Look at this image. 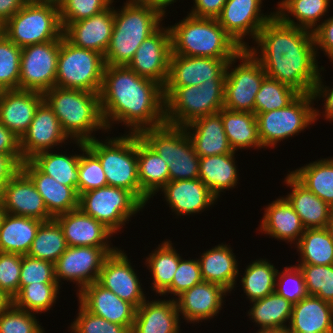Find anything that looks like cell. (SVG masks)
<instances>
[{
    "mask_svg": "<svg viewBox=\"0 0 333 333\" xmlns=\"http://www.w3.org/2000/svg\"><path fill=\"white\" fill-rule=\"evenodd\" d=\"M0 153L12 154L21 164L22 153L20 148V137L10 131L0 122Z\"/></svg>",
    "mask_w": 333,
    "mask_h": 333,
    "instance_id": "6125c7cd",
    "label": "cell"
},
{
    "mask_svg": "<svg viewBox=\"0 0 333 333\" xmlns=\"http://www.w3.org/2000/svg\"><path fill=\"white\" fill-rule=\"evenodd\" d=\"M137 161L140 189L151 198L170 181L168 164L139 134H137Z\"/></svg>",
    "mask_w": 333,
    "mask_h": 333,
    "instance_id": "e575fe53",
    "label": "cell"
},
{
    "mask_svg": "<svg viewBox=\"0 0 333 333\" xmlns=\"http://www.w3.org/2000/svg\"><path fill=\"white\" fill-rule=\"evenodd\" d=\"M67 247L62 228L53 218L41 223L27 255L55 264Z\"/></svg>",
    "mask_w": 333,
    "mask_h": 333,
    "instance_id": "f6af8a7d",
    "label": "cell"
},
{
    "mask_svg": "<svg viewBox=\"0 0 333 333\" xmlns=\"http://www.w3.org/2000/svg\"><path fill=\"white\" fill-rule=\"evenodd\" d=\"M161 245V246H160ZM158 249L150 253L146 265L153 276L152 288L157 294L162 295L172 284L174 274L178 268L181 256L172 247L171 241H164Z\"/></svg>",
    "mask_w": 333,
    "mask_h": 333,
    "instance_id": "ee69618b",
    "label": "cell"
},
{
    "mask_svg": "<svg viewBox=\"0 0 333 333\" xmlns=\"http://www.w3.org/2000/svg\"><path fill=\"white\" fill-rule=\"evenodd\" d=\"M296 248L299 264L333 265V240L326 228L306 229Z\"/></svg>",
    "mask_w": 333,
    "mask_h": 333,
    "instance_id": "7bdbcfd3",
    "label": "cell"
},
{
    "mask_svg": "<svg viewBox=\"0 0 333 333\" xmlns=\"http://www.w3.org/2000/svg\"><path fill=\"white\" fill-rule=\"evenodd\" d=\"M99 95L108 130L115 121L123 122L131 128L129 133L136 134L166 123L163 87L140 77L127 66H105Z\"/></svg>",
    "mask_w": 333,
    "mask_h": 333,
    "instance_id": "7a4b0ae2",
    "label": "cell"
},
{
    "mask_svg": "<svg viewBox=\"0 0 333 333\" xmlns=\"http://www.w3.org/2000/svg\"><path fill=\"white\" fill-rule=\"evenodd\" d=\"M112 8L110 5L90 18L69 23L63 28V37L76 47L94 50L104 55L114 26V7Z\"/></svg>",
    "mask_w": 333,
    "mask_h": 333,
    "instance_id": "603a6c76",
    "label": "cell"
},
{
    "mask_svg": "<svg viewBox=\"0 0 333 333\" xmlns=\"http://www.w3.org/2000/svg\"><path fill=\"white\" fill-rule=\"evenodd\" d=\"M201 270L198 260L180 259L178 268L174 274L171 286L162 294L181 295L184 291L189 290L196 284L202 282Z\"/></svg>",
    "mask_w": 333,
    "mask_h": 333,
    "instance_id": "91938a15",
    "label": "cell"
},
{
    "mask_svg": "<svg viewBox=\"0 0 333 333\" xmlns=\"http://www.w3.org/2000/svg\"><path fill=\"white\" fill-rule=\"evenodd\" d=\"M228 291L222 286L202 281L175 299L178 312L188 322L208 320L217 316L222 308L223 297Z\"/></svg>",
    "mask_w": 333,
    "mask_h": 333,
    "instance_id": "cb8c5ba5",
    "label": "cell"
},
{
    "mask_svg": "<svg viewBox=\"0 0 333 333\" xmlns=\"http://www.w3.org/2000/svg\"><path fill=\"white\" fill-rule=\"evenodd\" d=\"M314 41H315V50L317 54L318 47L320 50L325 51L324 54L328 58L333 56V16L327 18L323 23L313 31Z\"/></svg>",
    "mask_w": 333,
    "mask_h": 333,
    "instance_id": "94428289",
    "label": "cell"
},
{
    "mask_svg": "<svg viewBox=\"0 0 333 333\" xmlns=\"http://www.w3.org/2000/svg\"><path fill=\"white\" fill-rule=\"evenodd\" d=\"M304 275L308 296L333 305V265L298 264Z\"/></svg>",
    "mask_w": 333,
    "mask_h": 333,
    "instance_id": "816d5d0a",
    "label": "cell"
},
{
    "mask_svg": "<svg viewBox=\"0 0 333 333\" xmlns=\"http://www.w3.org/2000/svg\"><path fill=\"white\" fill-rule=\"evenodd\" d=\"M21 170L32 180L53 217L79 208L77 188L63 185L42 173L30 160L23 161Z\"/></svg>",
    "mask_w": 333,
    "mask_h": 333,
    "instance_id": "4316f807",
    "label": "cell"
},
{
    "mask_svg": "<svg viewBox=\"0 0 333 333\" xmlns=\"http://www.w3.org/2000/svg\"><path fill=\"white\" fill-rule=\"evenodd\" d=\"M257 333H289V331L288 328H260Z\"/></svg>",
    "mask_w": 333,
    "mask_h": 333,
    "instance_id": "2644e50d",
    "label": "cell"
},
{
    "mask_svg": "<svg viewBox=\"0 0 333 333\" xmlns=\"http://www.w3.org/2000/svg\"><path fill=\"white\" fill-rule=\"evenodd\" d=\"M262 0H227L223 10L216 18L224 30L242 48L247 49L248 44L243 41L248 34L256 40L259 31L275 15L261 14Z\"/></svg>",
    "mask_w": 333,
    "mask_h": 333,
    "instance_id": "e0dca14e",
    "label": "cell"
},
{
    "mask_svg": "<svg viewBox=\"0 0 333 333\" xmlns=\"http://www.w3.org/2000/svg\"><path fill=\"white\" fill-rule=\"evenodd\" d=\"M6 210L4 209L3 202L0 200V226L2 225L3 219L6 215Z\"/></svg>",
    "mask_w": 333,
    "mask_h": 333,
    "instance_id": "753ad0ef",
    "label": "cell"
},
{
    "mask_svg": "<svg viewBox=\"0 0 333 333\" xmlns=\"http://www.w3.org/2000/svg\"><path fill=\"white\" fill-rule=\"evenodd\" d=\"M139 136L168 164L170 181L199 178L200 157L184 127L164 123Z\"/></svg>",
    "mask_w": 333,
    "mask_h": 333,
    "instance_id": "9c48e42d",
    "label": "cell"
},
{
    "mask_svg": "<svg viewBox=\"0 0 333 333\" xmlns=\"http://www.w3.org/2000/svg\"><path fill=\"white\" fill-rule=\"evenodd\" d=\"M42 151L29 159L42 173L51 176L59 183L77 188L78 193V165L80 155L53 154Z\"/></svg>",
    "mask_w": 333,
    "mask_h": 333,
    "instance_id": "60d3db41",
    "label": "cell"
},
{
    "mask_svg": "<svg viewBox=\"0 0 333 333\" xmlns=\"http://www.w3.org/2000/svg\"><path fill=\"white\" fill-rule=\"evenodd\" d=\"M161 191L172 212L181 216L202 212L217 200L199 178L169 181Z\"/></svg>",
    "mask_w": 333,
    "mask_h": 333,
    "instance_id": "83f0119b",
    "label": "cell"
},
{
    "mask_svg": "<svg viewBox=\"0 0 333 333\" xmlns=\"http://www.w3.org/2000/svg\"><path fill=\"white\" fill-rule=\"evenodd\" d=\"M237 59L242 60L241 64L230 69ZM266 76L256 57L248 49H242L236 57L227 63L224 108L231 111L254 113L255 97Z\"/></svg>",
    "mask_w": 333,
    "mask_h": 333,
    "instance_id": "4fadbf2b",
    "label": "cell"
},
{
    "mask_svg": "<svg viewBox=\"0 0 333 333\" xmlns=\"http://www.w3.org/2000/svg\"><path fill=\"white\" fill-rule=\"evenodd\" d=\"M300 94L293 87L266 76L255 97L254 114L287 107Z\"/></svg>",
    "mask_w": 333,
    "mask_h": 333,
    "instance_id": "7dc6e473",
    "label": "cell"
},
{
    "mask_svg": "<svg viewBox=\"0 0 333 333\" xmlns=\"http://www.w3.org/2000/svg\"><path fill=\"white\" fill-rule=\"evenodd\" d=\"M277 269L273 264L260 259L247 266L243 278H241L244 293L250 302L262 299L275 292V280Z\"/></svg>",
    "mask_w": 333,
    "mask_h": 333,
    "instance_id": "bcb514c9",
    "label": "cell"
},
{
    "mask_svg": "<svg viewBox=\"0 0 333 333\" xmlns=\"http://www.w3.org/2000/svg\"><path fill=\"white\" fill-rule=\"evenodd\" d=\"M320 70H319V74H318V80L316 82V86L315 89L313 91V96L316 100V98H320L323 97L325 98L324 101V110H325V119H329V120H333V88L329 89L328 87H324V85L322 84V78L320 75ZM333 87V86H332Z\"/></svg>",
    "mask_w": 333,
    "mask_h": 333,
    "instance_id": "03108f58",
    "label": "cell"
},
{
    "mask_svg": "<svg viewBox=\"0 0 333 333\" xmlns=\"http://www.w3.org/2000/svg\"><path fill=\"white\" fill-rule=\"evenodd\" d=\"M131 1L144 2V3H153V4H156V5L160 6L164 10L166 9L165 7H167L170 4L176 2V0H131Z\"/></svg>",
    "mask_w": 333,
    "mask_h": 333,
    "instance_id": "89a4df30",
    "label": "cell"
},
{
    "mask_svg": "<svg viewBox=\"0 0 333 333\" xmlns=\"http://www.w3.org/2000/svg\"><path fill=\"white\" fill-rule=\"evenodd\" d=\"M107 141V142H106ZM98 157L108 186L132 192L144 205L150 199L141 189L138 178L137 134L108 138L104 143L96 138L85 143Z\"/></svg>",
    "mask_w": 333,
    "mask_h": 333,
    "instance_id": "8992f818",
    "label": "cell"
},
{
    "mask_svg": "<svg viewBox=\"0 0 333 333\" xmlns=\"http://www.w3.org/2000/svg\"><path fill=\"white\" fill-rule=\"evenodd\" d=\"M68 140L52 108L43 100L35 111L28 130L20 138L22 160L47 151Z\"/></svg>",
    "mask_w": 333,
    "mask_h": 333,
    "instance_id": "ffe728a7",
    "label": "cell"
},
{
    "mask_svg": "<svg viewBox=\"0 0 333 333\" xmlns=\"http://www.w3.org/2000/svg\"><path fill=\"white\" fill-rule=\"evenodd\" d=\"M62 228L67 246L110 247L113 232L79 208L54 217Z\"/></svg>",
    "mask_w": 333,
    "mask_h": 333,
    "instance_id": "484cf974",
    "label": "cell"
},
{
    "mask_svg": "<svg viewBox=\"0 0 333 333\" xmlns=\"http://www.w3.org/2000/svg\"><path fill=\"white\" fill-rule=\"evenodd\" d=\"M230 248L219 244L206 250L198 259L203 281L218 284L228 292L234 289L239 275L237 260Z\"/></svg>",
    "mask_w": 333,
    "mask_h": 333,
    "instance_id": "836d02e7",
    "label": "cell"
},
{
    "mask_svg": "<svg viewBox=\"0 0 333 333\" xmlns=\"http://www.w3.org/2000/svg\"><path fill=\"white\" fill-rule=\"evenodd\" d=\"M250 303L253 306L248 314L261 329L288 328L286 322H290L293 304L284 297L273 292Z\"/></svg>",
    "mask_w": 333,
    "mask_h": 333,
    "instance_id": "b9f144b4",
    "label": "cell"
},
{
    "mask_svg": "<svg viewBox=\"0 0 333 333\" xmlns=\"http://www.w3.org/2000/svg\"><path fill=\"white\" fill-rule=\"evenodd\" d=\"M129 261L124 251L117 249L105 259L97 282L138 308L146 297Z\"/></svg>",
    "mask_w": 333,
    "mask_h": 333,
    "instance_id": "d6986e66",
    "label": "cell"
},
{
    "mask_svg": "<svg viewBox=\"0 0 333 333\" xmlns=\"http://www.w3.org/2000/svg\"><path fill=\"white\" fill-rule=\"evenodd\" d=\"M227 0H194V7L189 13L192 16L200 18L216 19Z\"/></svg>",
    "mask_w": 333,
    "mask_h": 333,
    "instance_id": "e7e4bbea",
    "label": "cell"
},
{
    "mask_svg": "<svg viewBox=\"0 0 333 333\" xmlns=\"http://www.w3.org/2000/svg\"><path fill=\"white\" fill-rule=\"evenodd\" d=\"M225 79L204 81L195 86H164L165 121L185 127L193 120L224 108Z\"/></svg>",
    "mask_w": 333,
    "mask_h": 333,
    "instance_id": "52a82bcc",
    "label": "cell"
},
{
    "mask_svg": "<svg viewBox=\"0 0 333 333\" xmlns=\"http://www.w3.org/2000/svg\"><path fill=\"white\" fill-rule=\"evenodd\" d=\"M171 54L169 26L168 28L160 26L142 42L127 67L140 77L153 80L164 87L168 78Z\"/></svg>",
    "mask_w": 333,
    "mask_h": 333,
    "instance_id": "2e32d148",
    "label": "cell"
},
{
    "mask_svg": "<svg viewBox=\"0 0 333 333\" xmlns=\"http://www.w3.org/2000/svg\"><path fill=\"white\" fill-rule=\"evenodd\" d=\"M73 333H131L123 325L109 322L87 311L81 304L75 321L70 326Z\"/></svg>",
    "mask_w": 333,
    "mask_h": 333,
    "instance_id": "6f0895ef",
    "label": "cell"
},
{
    "mask_svg": "<svg viewBox=\"0 0 333 333\" xmlns=\"http://www.w3.org/2000/svg\"><path fill=\"white\" fill-rule=\"evenodd\" d=\"M331 0H281L278 3V11L275 15L285 24L296 26L313 32L323 18L328 13ZM292 15L297 22L286 13ZM318 21V22H317ZM299 22V23H298ZM314 27V28H313Z\"/></svg>",
    "mask_w": 333,
    "mask_h": 333,
    "instance_id": "f35d334b",
    "label": "cell"
},
{
    "mask_svg": "<svg viewBox=\"0 0 333 333\" xmlns=\"http://www.w3.org/2000/svg\"><path fill=\"white\" fill-rule=\"evenodd\" d=\"M326 229L328 230L331 239L333 240V207L330 209L329 222L327 223Z\"/></svg>",
    "mask_w": 333,
    "mask_h": 333,
    "instance_id": "8c879c8a",
    "label": "cell"
},
{
    "mask_svg": "<svg viewBox=\"0 0 333 333\" xmlns=\"http://www.w3.org/2000/svg\"><path fill=\"white\" fill-rule=\"evenodd\" d=\"M261 232L279 240L298 243L306 230L301 218L286 198H278L265 209Z\"/></svg>",
    "mask_w": 333,
    "mask_h": 333,
    "instance_id": "1f68e13d",
    "label": "cell"
},
{
    "mask_svg": "<svg viewBox=\"0 0 333 333\" xmlns=\"http://www.w3.org/2000/svg\"><path fill=\"white\" fill-rule=\"evenodd\" d=\"M275 292L292 304L298 303L308 296L304 275L299 266L285 267L284 271H281V274L277 271Z\"/></svg>",
    "mask_w": 333,
    "mask_h": 333,
    "instance_id": "11a10c76",
    "label": "cell"
},
{
    "mask_svg": "<svg viewBox=\"0 0 333 333\" xmlns=\"http://www.w3.org/2000/svg\"><path fill=\"white\" fill-rule=\"evenodd\" d=\"M184 128L199 157L236 153L229 145L219 112L197 118Z\"/></svg>",
    "mask_w": 333,
    "mask_h": 333,
    "instance_id": "f1b7e54d",
    "label": "cell"
},
{
    "mask_svg": "<svg viewBox=\"0 0 333 333\" xmlns=\"http://www.w3.org/2000/svg\"><path fill=\"white\" fill-rule=\"evenodd\" d=\"M314 99L313 94H300L287 107L256 114L262 147L272 149L279 141L297 135L318 120L319 111L311 106Z\"/></svg>",
    "mask_w": 333,
    "mask_h": 333,
    "instance_id": "8fae6325",
    "label": "cell"
},
{
    "mask_svg": "<svg viewBox=\"0 0 333 333\" xmlns=\"http://www.w3.org/2000/svg\"><path fill=\"white\" fill-rule=\"evenodd\" d=\"M78 297L79 303L91 314L132 330L137 308L97 281L85 286Z\"/></svg>",
    "mask_w": 333,
    "mask_h": 333,
    "instance_id": "44dd1931",
    "label": "cell"
},
{
    "mask_svg": "<svg viewBox=\"0 0 333 333\" xmlns=\"http://www.w3.org/2000/svg\"><path fill=\"white\" fill-rule=\"evenodd\" d=\"M13 303V299L4 291L0 290V313L6 310Z\"/></svg>",
    "mask_w": 333,
    "mask_h": 333,
    "instance_id": "a7ac6f4b",
    "label": "cell"
},
{
    "mask_svg": "<svg viewBox=\"0 0 333 333\" xmlns=\"http://www.w3.org/2000/svg\"><path fill=\"white\" fill-rule=\"evenodd\" d=\"M42 221L7 213L0 226V252L27 255Z\"/></svg>",
    "mask_w": 333,
    "mask_h": 333,
    "instance_id": "d590c367",
    "label": "cell"
},
{
    "mask_svg": "<svg viewBox=\"0 0 333 333\" xmlns=\"http://www.w3.org/2000/svg\"><path fill=\"white\" fill-rule=\"evenodd\" d=\"M47 1H54V2H58L59 0H47Z\"/></svg>",
    "mask_w": 333,
    "mask_h": 333,
    "instance_id": "34e18365",
    "label": "cell"
},
{
    "mask_svg": "<svg viewBox=\"0 0 333 333\" xmlns=\"http://www.w3.org/2000/svg\"><path fill=\"white\" fill-rule=\"evenodd\" d=\"M284 182L292 192L285 197L301 218L305 229L326 228L331 207L302 185L291 173Z\"/></svg>",
    "mask_w": 333,
    "mask_h": 333,
    "instance_id": "d6a6232c",
    "label": "cell"
},
{
    "mask_svg": "<svg viewBox=\"0 0 333 333\" xmlns=\"http://www.w3.org/2000/svg\"><path fill=\"white\" fill-rule=\"evenodd\" d=\"M43 100V94L35 91H0V122L21 138L28 130L35 111Z\"/></svg>",
    "mask_w": 333,
    "mask_h": 333,
    "instance_id": "d4e9b609",
    "label": "cell"
},
{
    "mask_svg": "<svg viewBox=\"0 0 333 333\" xmlns=\"http://www.w3.org/2000/svg\"><path fill=\"white\" fill-rule=\"evenodd\" d=\"M143 207L145 205L132 192L120 187L107 185L79 195V209L114 234Z\"/></svg>",
    "mask_w": 333,
    "mask_h": 333,
    "instance_id": "7c38bea8",
    "label": "cell"
},
{
    "mask_svg": "<svg viewBox=\"0 0 333 333\" xmlns=\"http://www.w3.org/2000/svg\"><path fill=\"white\" fill-rule=\"evenodd\" d=\"M105 66L104 55L76 47L62 37L55 86L100 93Z\"/></svg>",
    "mask_w": 333,
    "mask_h": 333,
    "instance_id": "30bf717a",
    "label": "cell"
},
{
    "mask_svg": "<svg viewBox=\"0 0 333 333\" xmlns=\"http://www.w3.org/2000/svg\"><path fill=\"white\" fill-rule=\"evenodd\" d=\"M58 283H39L23 286L13 298V304L31 313H45L57 300Z\"/></svg>",
    "mask_w": 333,
    "mask_h": 333,
    "instance_id": "c3c4849f",
    "label": "cell"
},
{
    "mask_svg": "<svg viewBox=\"0 0 333 333\" xmlns=\"http://www.w3.org/2000/svg\"><path fill=\"white\" fill-rule=\"evenodd\" d=\"M21 170V163L12 154L0 153V200L3 187Z\"/></svg>",
    "mask_w": 333,
    "mask_h": 333,
    "instance_id": "be15d7a7",
    "label": "cell"
},
{
    "mask_svg": "<svg viewBox=\"0 0 333 333\" xmlns=\"http://www.w3.org/2000/svg\"><path fill=\"white\" fill-rule=\"evenodd\" d=\"M28 1L29 0H0V27Z\"/></svg>",
    "mask_w": 333,
    "mask_h": 333,
    "instance_id": "003e7915",
    "label": "cell"
},
{
    "mask_svg": "<svg viewBox=\"0 0 333 333\" xmlns=\"http://www.w3.org/2000/svg\"><path fill=\"white\" fill-rule=\"evenodd\" d=\"M21 51L0 31V91L19 89Z\"/></svg>",
    "mask_w": 333,
    "mask_h": 333,
    "instance_id": "681fc988",
    "label": "cell"
},
{
    "mask_svg": "<svg viewBox=\"0 0 333 333\" xmlns=\"http://www.w3.org/2000/svg\"><path fill=\"white\" fill-rule=\"evenodd\" d=\"M0 31L20 48L62 38L58 2L29 0Z\"/></svg>",
    "mask_w": 333,
    "mask_h": 333,
    "instance_id": "ba28073f",
    "label": "cell"
},
{
    "mask_svg": "<svg viewBox=\"0 0 333 333\" xmlns=\"http://www.w3.org/2000/svg\"><path fill=\"white\" fill-rule=\"evenodd\" d=\"M235 153L200 157L199 179L218 198L220 192L237 185L238 175Z\"/></svg>",
    "mask_w": 333,
    "mask_h": 333,
    "instance_id": "8d00e7d4",
    "label": "cell"
},
{
    "mask_svg": "<svg viewBox=\"0 0 333 333\" xmlns=\"http://www.w3.org/2000/svg\"><path fill=\"white\" fill-rule=\"evenodd\" d=\"M60 38L22 48L19 89L44 94L55 87Z\"/></svg>",
    "mask_w": 333,
    "mask_h": 333,
    "instance_id": "5bb4252c",
    "label": "cell"
},
{
    "mask_svg": "<svg viewBox=\"0 0 333 333\" xmlns=\"http://www.w3.org/2000/svg\"><path fill=\"white\" fill-rule=\"evenodd\" d=\"M31 283H58L55 279L54 264L29 255H22L19 290Z\"/></svg>",
    "mask_w": 333,
    "mask_h": 333,
    "instance_id": "9f6ffc18",
    "label": "cell"
},
{
    "mask_svg": "<svg viewBox=\"0 0 333 333\" xmlns=\"http://www.w3.org/2000/svg\"><path fill=\"white\" fill-rule=\"evenodd\" d=\"M179 316L175 299L145 300L136 310L131 333H179Z\"/></svg>",
    "mask_w": 333,
    "mask_h": 333,
    "instance_id": "4dcf8cb0",
    "label": "cell"
},
{
    "mask_svg": "<svg viewBox=\"0 0 333 333\" xmlns=\"http://www.w3.org/2000/svg\"><path fill=\"white\" fill-rule=\"evenodd\" d=\"M290 173L309 191L333 207V158L306 164Z\"/></svg>",
    "mask_w": 333,
    "mask_h": 333,
    "instance_id": "ab89813d",
    "label": "cell"
},
{
    "mask_svg": "<svg viewBox=\"0 0 333 333\" xmlns=\"http://www.w3.org/2000/svg\"><path fill=\"white\" fill-rule=\"evenodd\" d=\"M118 248L68 246L54 264L55 279L77 283V294L87 285L98 280L105 259Z\"/></svg>",
    "mask_w": 333,
    "mask_h": 333,
    "instance_id": "9a60e30c",
    "label": "cell"
},
{
    "mask_svg": "<svg viewBox=\"0 0 333 333\" xmlns=\"http://www.w3.org/2000/svg\"><path fill=\"white\" fill-rule=\"evenodd\" d=\"M22 255L0 252V290L12 299L19 292Z\"/></svg>",
    "mask_w": 333,
    "mask_h": 333,
    "instance_id": "680465c9",
    "label": "cell"
},
{
    "mask_svg": "<svg viewBox=\"0 0 333 333\" xmlns=\"http://www.w3.org/2000/svg\"><path fill=\"white\" fill-rule=\"evenodd\" d=\"M75 143L83 151L78 165V195L107 186L106 175L98 157L86 146L85 142L75 141Z\"/></svg>",
    "mask_w": 333,
    "mask_h": 333,
    "instance_id": "f907efd6",
    "label": "cell"
},
{
    "mask_svg": "<svg viewBox=\"0 0 333 333\" xmlns=\"http://www.w3.org/2000/svg\"><path fill=\"white\" fill-rule=\"evenodd\" d=\"M219 113L230 147L237 149L263 148L258 133L256 115L252 112L231 111L222 108Z\"/></svg>",
    "mask_w": 333,
    "mask_h": 333,
    "instance_id": "74e56055",
    "label": "cell"
},
{
    "mask_svg": "<svg viewBox=\"0 0 333 333\" xmlns=\"http://www.w3.org/2000/svg\"><path fill=\"white\" fill-rule=\"evenodd\" d=\"M169 29L175 55L234 58L242 51L216 19L189 14Z\"/></svg>",
    "mask_w": 333,
    "mask_h": 333,
    "instance_id": "5b68a950",
    "label": "cell"
},
{
    "mask_svg": "<svg viewBox=\"0 0 333 333\" xmlns=\"http://www.w3.org/2000/svg\"><path fill=\"white\" fill-rule=\"evenodd\" d=\"M289 333H333V305L315 296L293 304Z\"/></svg>",
    "mask_w": 333,
    "mask_h": 333,
    "instance_id": "f546056e",
    "label": "cell"
},
{
    "mask_svg": "<svg viewBox=\"0 0 333 333\" xmlns=\"http://www.w3.org/2000/svg\"><path fill=\"white\" fill-rule=\"evenodd\" d=\"M34 315L12 303L0 313V333H43L44 329Z\"/></svg>",
    "mask_w": 333,
    "mask_h": 333,
    "instance_id": "db71d44e",
    "label": "cell"
},
{
    "mask_svg": "<svg viewBox=\"0 0 333 333\" xmlns=\"http://www.w3.org/2000/svg\"><path fill=\"white\" fill-rule=\"evenodd\" d=\"M255 42L260 55L257 56L255 47L247 49L268 77L301 94H313L319 74L313 32L285 24L274 15L259 31Z\"/></svg>",
    "mask_w": 333,
    "mask_h": 333,
    "instance_id": "6da1fadb",
    "label": "cell"
},
{
    "mask_svg": "<svg viewBox=\"0 0 333 333\" xmlns=\"http://www.w3.org/2000/svg\"><path fill=\"white\" fill-rule=\"evenodd\" d=\"M231 59L171 54L164 86H198L206 80L226 79V67Z\"/></svg>",
    "mask_w": 333,
    "mask_h": 333,
    "instance_id": "ac0fdd59",
    "label": "cell"
},
{
    "mask_svg": "<svg viewBox=\"0 0 333 333\" xmlns=\"http://www.w3.org/2000/svg\"><path fill=\"white\" fill-rule=\"evenodd\" d=\"M44 100L57 116L64 133L70 139L88 142L93 131L105 129L100 95L79 89L53 87L44 94Z\"/></svg>",
    "mask_w": 333,
    "mask_h": 333,
    "instance_id": "277c9868",
    "label": "cell"
},
{
    "mask_svg": "<svg viewBox=\"0 0 333 333\" xmlns=\"http://www.w3.org/2000/svg\"><path fill=\"white\" fill-rule=\"evenodd\" d=\"M2 202L6 213L34 218L42 222L54 217L32 180L20 170L4 187Z\"/></svg>",
    "mask_w": 333,
    "mask_h": 333,
    "instance_id": "7402d4cb",
    "label": "cell"
},
{
    "mask_svg": "<svg viewBox=\"0 0 333 333\" xmlns=\"http://www.w3.org/2000/svg\"><path fill=\"white\" fill-rule=\"evenodd\" d=\"M114 0H59L62 28L69 23L90 18L107 9Z\"/></svg>",
    "mask_w": 333,
    "mask_h": 333,
    "instance_id": "f5cc1de1",
    "label": "cell"
},
{
    "mask_svg": "<svg viewBox=\"0 0 333 333\" xmlns=\"http://www.w3.org/2000/svg\"><path fill=\"white\" fill-rule=\"evenodd\" d=\"M165 10L153 3L126 1L118 12L114 10V26L105 64L127 66L142 42L161 25Z\"/></svg>",
    "mask_w": 333,
    "mask_h": 333,
    "instance_id": "3957f363",
    "label": "cell"
}]
</instances>
